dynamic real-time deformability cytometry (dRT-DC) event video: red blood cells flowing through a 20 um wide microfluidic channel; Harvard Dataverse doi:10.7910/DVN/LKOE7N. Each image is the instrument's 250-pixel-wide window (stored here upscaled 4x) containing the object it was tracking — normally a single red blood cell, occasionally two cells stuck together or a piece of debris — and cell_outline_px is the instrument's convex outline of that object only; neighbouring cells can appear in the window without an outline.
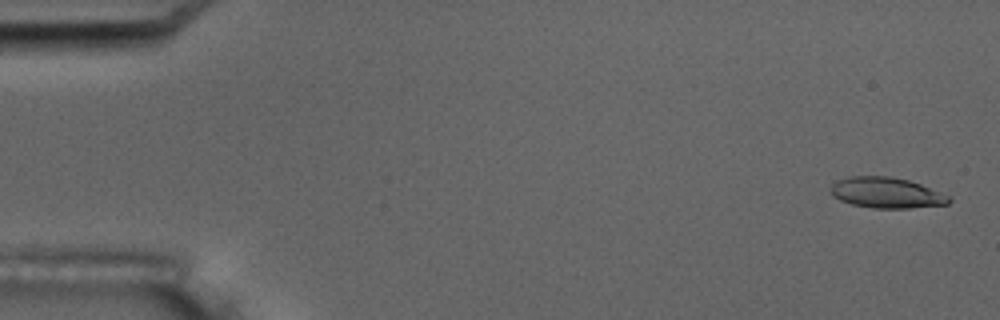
{"species": "common noctule bat (a hibernating species)", "species_latin": "Nyctalus noctula", "temperature_condition": "room temperature", "stored_images_in_passage": 4, "camera_frame_rate_fps": 3000, "um_per_image_px": 0.085, "animal": {"sex": "male", "body_mass_g": 17.5, "forearm_length_mm": 52.3}, "frame": {"image": 1, "passage_image": 1, "time_ms": 0.0, "image_size_px": [1000, 320], "cell_outline_px": [[952, 200], [948, 204], [912, 208], [872, 208], [852, 204], [840, 200], [832, 196], [828, 188], [832, 184], [848, 176], [888, 176], [908, 180], [920, 184], [948, 196]], "centroid_in_image_um": [75.3, 16.39], "position_along_channel_um": 9.7, "area_um2": 21.1}}